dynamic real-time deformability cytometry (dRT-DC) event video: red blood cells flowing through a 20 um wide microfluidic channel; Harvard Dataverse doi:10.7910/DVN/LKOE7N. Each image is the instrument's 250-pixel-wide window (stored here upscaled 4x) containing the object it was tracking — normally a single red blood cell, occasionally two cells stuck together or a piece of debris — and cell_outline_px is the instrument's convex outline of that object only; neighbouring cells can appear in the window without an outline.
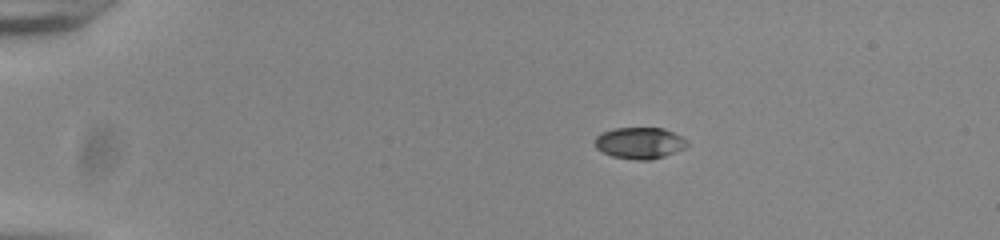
{"species": "common noctule bat (a hibernating species)", "species_latin": "Nyctalus noctula", "temperature_condition": "room temperature", "stored_images_in_passage": 45, "camera_frame_rate_fps": 3000, "um_per_image_px": 0.085, "animal": {"sex": "male", "body_mass_g": 20.0, "forearm_length_mm": 53.3}, "frame": {"image": 1, "passage_image": 1, "time_ms": 0.0, "image_size_px": [1000, 240], "cell_outline_px": [[688, 144], [684, 148], [664, 156], [648, 160], [636, 160], [612, 156], [596, 148], [596, 136], [604, 132], [616, 128], [664, 128], [688, 140]], "centroid_in_image_um": [54.39, 12.15], "position_along_channel_um": 30.6, "area_um2": 16.65}}
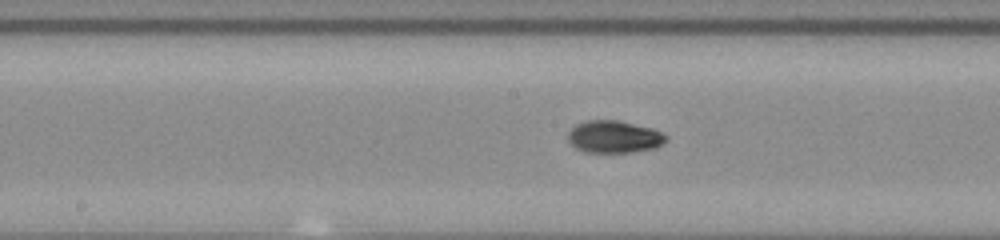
{"frame": {"image": 2, "passage_image": 20, "time_ms": 6.333, "image_size_px": [1000, 240], "cell_outline_px": [[668, 140], [664, 144], [656, 148], [628, 152], [588, 152], [576, 148], [568, 140], [568, 132], [576, 124], [584, 120], [620, 120], [652, 128], [664, 132], [668, 136]], "centroid_in_image_um": [52.25, 11.61], "position_along_channel_um": 196.0, "area_um2": 18.67}}
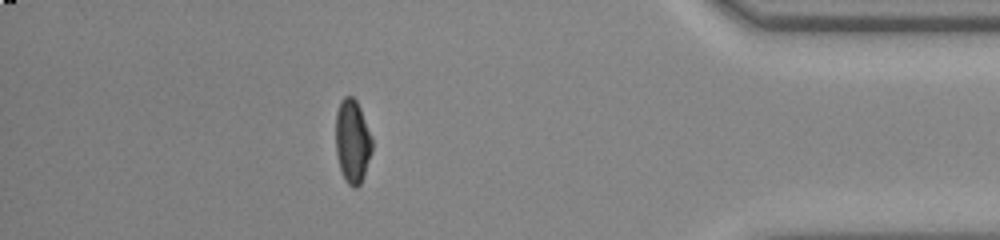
{"frame": {"image": 3, "passage_image": 39, "time_ms": 12.667, "image_size_px": [1000, 240], "cell_outline_px": [[372, 148], [364, 176], [360, 184], [356, 188], [352, 188], [344, 180], [340, 168], [336, 152], [336, 112], [340, 100], [344, 96], [352, 96], [356, 100], [360, 108], [372, 140]], "centroid_in_image_um": [29.94, 12.02], "position_along_channel_um": 405.3, "area_um2": 17.63}, "authors_computed_cell_mechanics": {"area_um2": 17.7446, "velocity_mm_per_s": 3.8564, "shape_relaxation_time_tau1_ms": 9.7091, "shape_relaxation_time_tau2_ms": 2.8422, "deformation_change_tau1": 0.2474, "deformation_change_tau2": 0.0613}}